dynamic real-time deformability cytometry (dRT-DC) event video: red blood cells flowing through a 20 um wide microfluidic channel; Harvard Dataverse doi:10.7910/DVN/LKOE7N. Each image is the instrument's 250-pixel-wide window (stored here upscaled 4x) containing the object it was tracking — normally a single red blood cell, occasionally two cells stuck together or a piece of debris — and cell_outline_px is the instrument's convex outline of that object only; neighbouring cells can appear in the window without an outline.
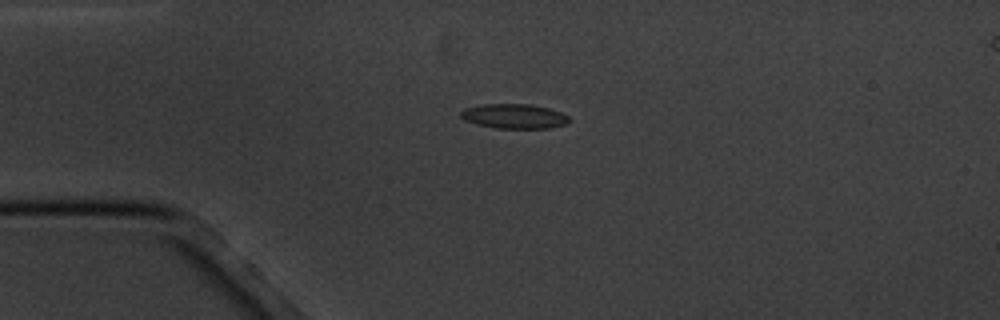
{"species": "common noctule bat (a hibernating species)", "species_latin": "Nyctalus noctula", "temperature_condition": "cold", "stored_images_in_passage": 2, "camera_frame_rate_fps": 3000, "um_per_image_px": 0.085, "animal": {"sex": "male", "body_mass_g": 20.1, "forearm_length_mm": 53.5}, "frame": {"image": 1, "passage_image": 1, "time_ms": 0.0, "image_size_px": [1000, 320], "cell_outline_px": [[572, 120], [568, 124], [548, 128], [496, 128], [476, 124], [464, 120], [460, 116], [460, 112], [464, 108], [484, 104], [528, 104], [548, 108], [560, 112], [568, 116]], "centroid_in_image_um": [43.71, 9.88], "position_along_channel_um": 41.3, "area_um2": 15.61}}